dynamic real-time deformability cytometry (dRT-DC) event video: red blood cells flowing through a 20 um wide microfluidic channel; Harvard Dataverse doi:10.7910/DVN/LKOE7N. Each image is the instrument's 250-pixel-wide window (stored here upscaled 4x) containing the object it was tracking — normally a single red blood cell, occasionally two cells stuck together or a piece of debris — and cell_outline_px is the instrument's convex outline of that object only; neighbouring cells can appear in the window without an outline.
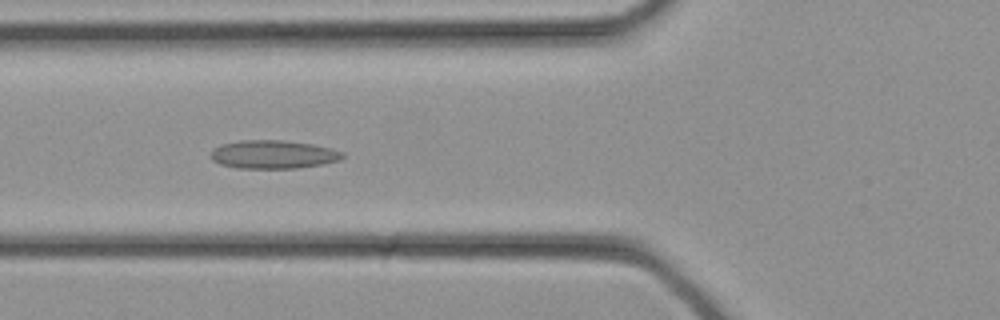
{"species": "common noctule bat (a hibernating species)", "species_latin": "Nyctalus noctula", "temperature_condition": "cold", "stored_images_in_passage": 26, "camera_frame_rate_fps": 3000, "um_per_image_px": 0.085, "animal": {"sex": "female", "body_mass_g": 21.9}, "frame": {"image": 1, "passage_image": 9, "time_ms": 2.667, "image_size_px": [1000, 320], "cell_outline_px": [[344, 156], [340, 160], [320, 164], [296, 168], [236, 168], [220, 164], [212, 160], [212, 148], [220, 144], [240, 140], [284, 140], [312, 144], [332, 148], [344, 152]], "centroid_in_image_um": [23.21, 13.12], "position_along_channel_um": 102.6, "area_um2": 21.85}}
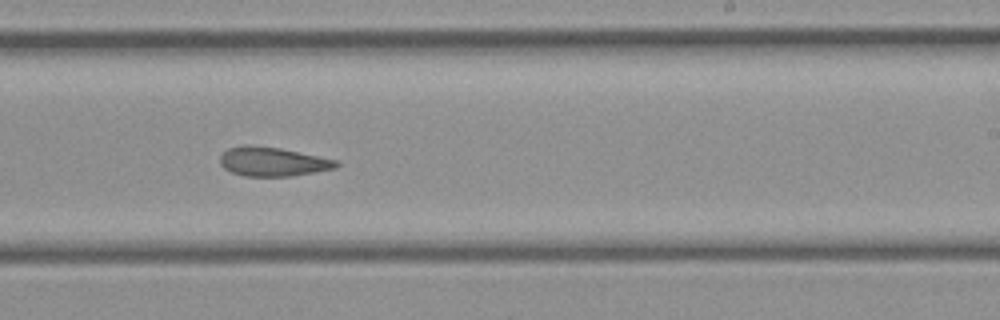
{"frame": {"image": 2, "passage_image": 17, "time_ms": 5.333, "image_size_px": [1000, 320], "cell_outline_px": [[340, 164], [336, 168], [292, 176], [244, 176], [232, 172], [224, 168], [220, 164], [220, 156], [228, 148], [244, 144], [280, 148], [340, 160]], "centroid_in_image_um": [23.2, 13.73], "position_along_channel_um": 265.8, "area_um2": 19.83}}
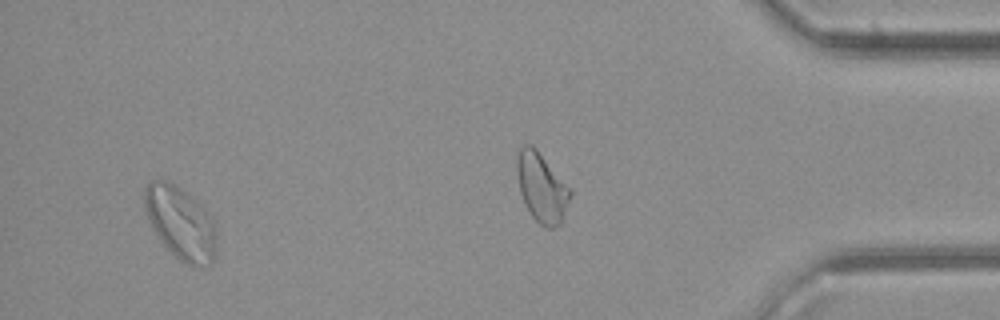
{"frame": {"image": 3, "passage_image": 24, "time_ms": 7.667, "image_size_px": [1000, 320], "cell_outline_px": [[216, 256], [212, 264], [204, 268], [188, 264], [180, 260], [160, 240], [152, 228], [148, 220], [144, 208], [144, 188], [152, 180], [168, 180], [180, 188], [212, 220], [216, 228]], "centroid_in_image_um": [15.33, 19.0], "position_along_channel_um": 419.9, "area_um2": 30.06}}